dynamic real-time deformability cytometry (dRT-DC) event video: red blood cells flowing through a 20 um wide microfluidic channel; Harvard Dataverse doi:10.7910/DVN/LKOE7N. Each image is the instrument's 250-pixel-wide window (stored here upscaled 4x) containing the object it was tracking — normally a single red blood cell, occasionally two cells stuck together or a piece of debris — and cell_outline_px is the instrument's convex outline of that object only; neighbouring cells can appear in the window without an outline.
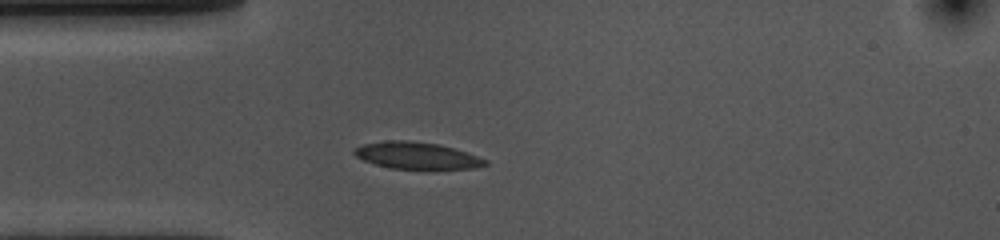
{"species": "common noctule bat (a hibernating species)", "species_latin": "Nyctalus noctula", "temperature_condition": "cold", "stored_images_in_passage": 33, "camera_frame_rate_fps": 3000, "um_per_image_px": 0.085, "animal": {"sex": "female", "body_mass_g": 10.0, "forearm_length_mm": 53.1}, "frame": {"image": 1, "passage_image": 1, "time_ms": 0.0, "image_size_px": [1000, 240], "cell_outline_px": [[488, 164], [476, 168], [432, 172], [392, 168], [376, 164], [364, 160], [356, 156], [352, 152], [352, 148], [364, 144], [384, 140], [408, 140], [440, 144], [488, 160]], "centroid_in_image_um": [35.46, 13.27], "position_along_channel_um": 49.5, "area_um2": 21.39}}
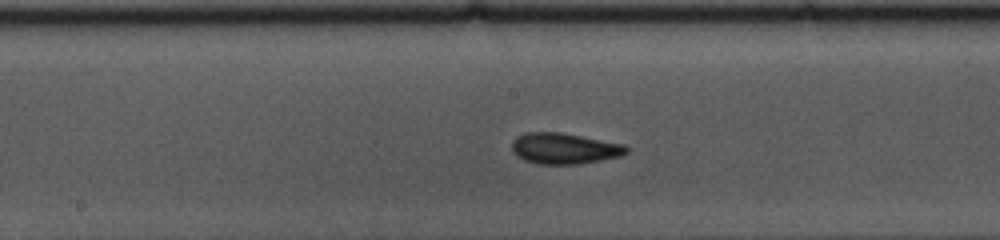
{"frame": {"image": 2, "passage_image": 14, "time_ms": 4.333, "image_size_px": [1000, 240], "cell_outline_px": [[628, 152], [620, 156], [600, 160], [576, 164], [540, 164], [524, 160], [516, 156], [512, 152], [512, 140], [516, 136], [524, 132], [560, 132], [624, 144], [628, 148]], "centroid_in_image_um": [47.92, 12.61], "position_along_channel_um": 200.3, "area_um2": 20.69}}
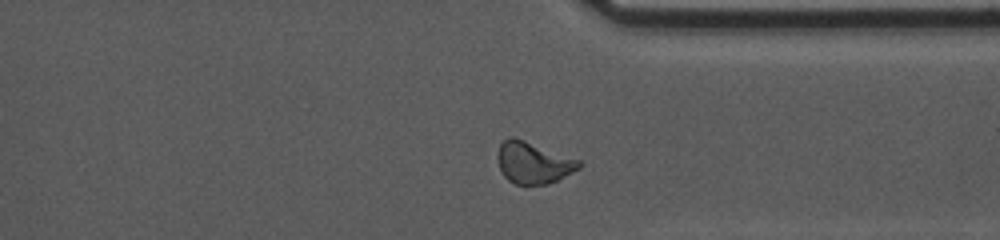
{"frame": {"image": 3, "passage_image": 28, "time_ms": 9.0, "image_size_px": [1000, 240], "cell_outline_px": [[580, 168], [548, 184], [516, 184], [508, 180], [504, 176], [500, 168], [496, 156], [496, 152], [500, 144], [504, 140], [512, 136], [524, 140], [580, 160]], "centroid_in_image_um": [45.29, 13.82], "position_along_channel_um": 366.1, "area_um2": 19.54}, "authors_computed_cell_mechanics": {"area_um2": 19.652, "velocity_mm_per_s": 3.6016, "shape_relaxation_time_tau1_ms": 3.1229, "shape_relaxation_time_tau2_ms": 1.3529, "deformation_change_tau1": 0.1234, "deformation_change_tau2": 0.0835}}